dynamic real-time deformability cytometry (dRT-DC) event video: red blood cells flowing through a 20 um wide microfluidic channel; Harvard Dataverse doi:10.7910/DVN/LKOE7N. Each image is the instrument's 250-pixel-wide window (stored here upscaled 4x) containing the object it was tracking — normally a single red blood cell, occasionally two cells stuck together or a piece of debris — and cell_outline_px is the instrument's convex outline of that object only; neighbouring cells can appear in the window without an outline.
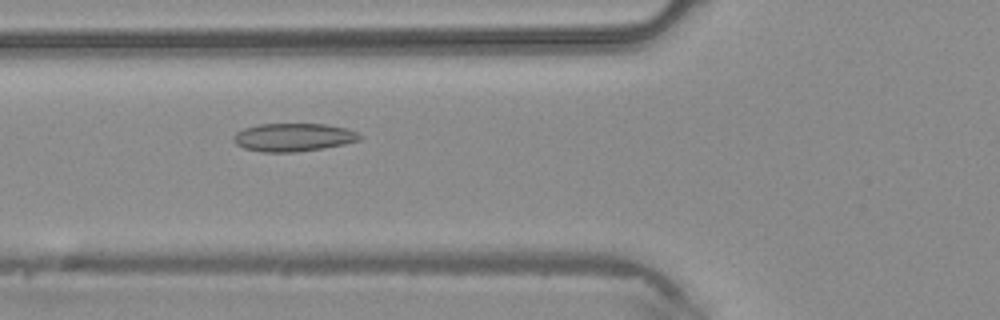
{"species": "common noctule bat (a hibernating species)", "species_latin": "Nyctalus noctula", "temperature_condition": "warm", "stored_images_in_passage": 6, "camera_frame_rate_fps": 3000, "um_per_image_px": 0.085, "animal": {"sex": "male", "body_mass_g": 20.4}, "frame": {"image": 1, "passage_image": 5, "time_ms": 1.333, "image_size_px": [1000, 320], "cell_outline_px": [[364, 136], [360, 140], [344, 144], [324, 148], [296, 152], [260, 152], [244, 148], [236, 144], [232, 140], [232, 136], [236, 132], [244, 128], [260, 124], [324, 124], [344, 128], [356, 132]], "centroid_in_image_um": [24.91, 11.68], "position_along_channel_um": 100.9, "area_um2": 20.75}}
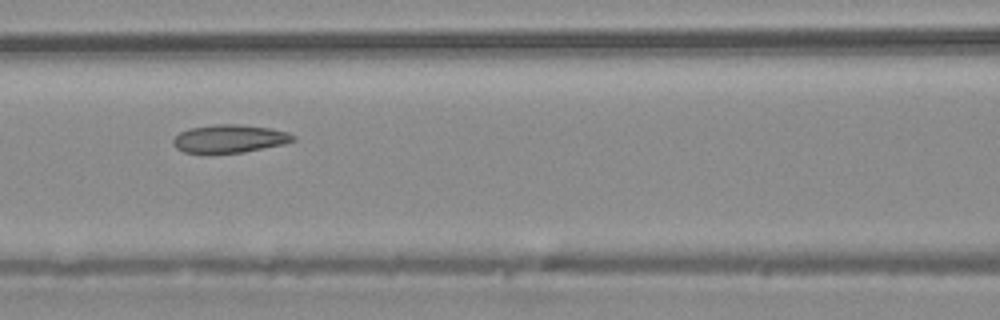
{"frame": {"image": 2, "passage_image": 6, "time_ms": 1.667, "image_size_px": [1000, 320], "cell_outline_px": [[296, 140], [284, 144], [244, 152], [184, 152], [176, 148], [172, 144], [172, 140], [180, 132], [192, 128], [216, 124], [244, 124], [272, 128], [288, 132], [296, 136]], "centroid_in_image_um": [19.57, 11.77], "position_along_channel_um": 147.0, "area_um2": 19.54}}